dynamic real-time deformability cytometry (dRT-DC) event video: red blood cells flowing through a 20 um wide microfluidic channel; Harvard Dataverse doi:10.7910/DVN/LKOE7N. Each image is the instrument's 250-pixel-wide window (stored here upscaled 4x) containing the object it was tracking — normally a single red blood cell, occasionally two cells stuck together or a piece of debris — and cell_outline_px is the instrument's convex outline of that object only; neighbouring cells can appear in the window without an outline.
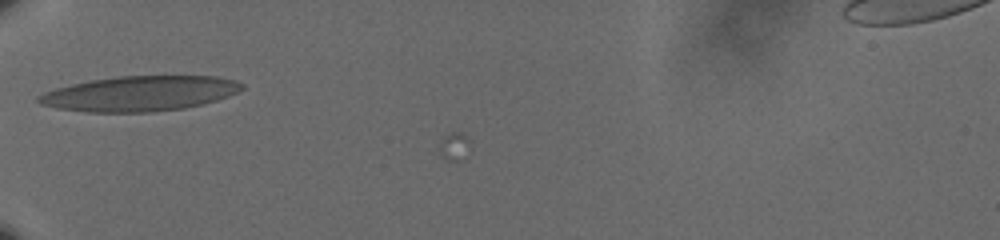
{"species": "human", "species_latin": "Homo sapiens", "temperature_condition": "cold", "stored_images_in_passage": 2, "camera_frame_rate_fps": 3000, "um_per_image_px": 0.085, "donor": {"sex": "male"}, "frame": {"image": 1, "passage_image": 1, "time_ms": 0.0, "image_size_px": [1000, 240], "cell_outline_px": [[244, 88], [228, 96], [216, 100], [184, 108], [148, 112], [88, 112], [56, 108], [40, 104], [36, 100], [36, 96], [44, 92], [56, 88], [88, 80], [120, 76], [216, 76], [236, 80], [244, 84]], "centroid_in_image_um": [11.85, 7.95], "position_along_channel_um": 73.2, "area_um2": 41.56}}